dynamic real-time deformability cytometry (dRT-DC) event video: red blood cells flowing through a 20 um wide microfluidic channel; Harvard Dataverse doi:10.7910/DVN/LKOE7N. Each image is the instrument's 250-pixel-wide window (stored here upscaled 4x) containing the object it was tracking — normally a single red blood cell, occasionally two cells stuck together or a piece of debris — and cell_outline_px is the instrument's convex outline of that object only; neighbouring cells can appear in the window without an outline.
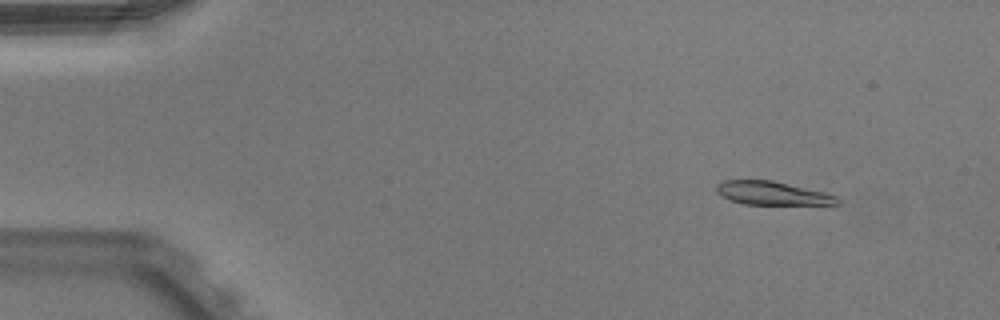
{"species": "Egyptian fruit bat (a non-hibernating species)", "species_latin": "Rousettus aegyptiacus", "temperature_condition": "warm", "stored_images_in_passage": 50, "camera_frame_rate_fps": 3000, "um_per_image_px": 0.085, "animal": {"sex": "male"}, "frame": {"image": 1, "passage_image": 5, "time_ms": 1.333, "image_size_px": [1000, 320], "cell_outline_px": [[840, 204], [744, 204], [732, 200], [716, 192], [716, 184], [724, 180], [772, 180], [824, 192], [836, 196], [840, 200]], "centroid_in_image_um": [65.64, 16.41], "position_along_channel_um": 19.4, "area_um2": 16.3}}
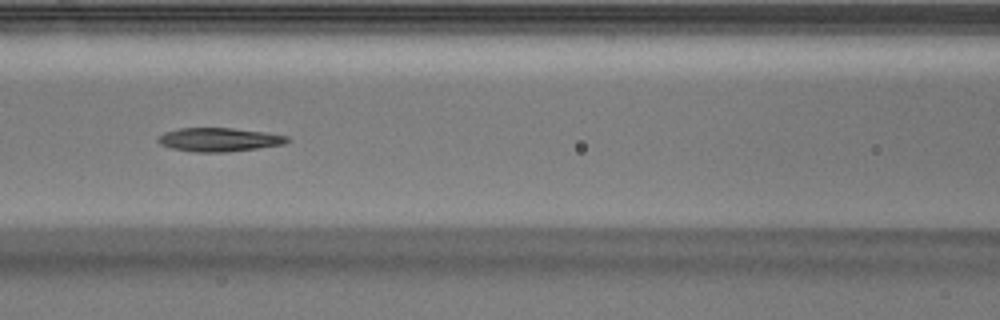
{"frame": {"image": 2, "passage_image": 22, "time_ms": 7.0, "image_size_px": [1000, 320], "cell_outline_px": [[292, 140], [284, 144], [228, 152], [196, 152], [172, 148], [160, 144], [156, 140], [156, 136], [164, 132], [180, 128], [232, 128], [264, 132], [288, 136]], "centroid_in_image_um": [18.6, 11.86], "position_along_channel_um": 148.0, "area_um2": 17.86}}
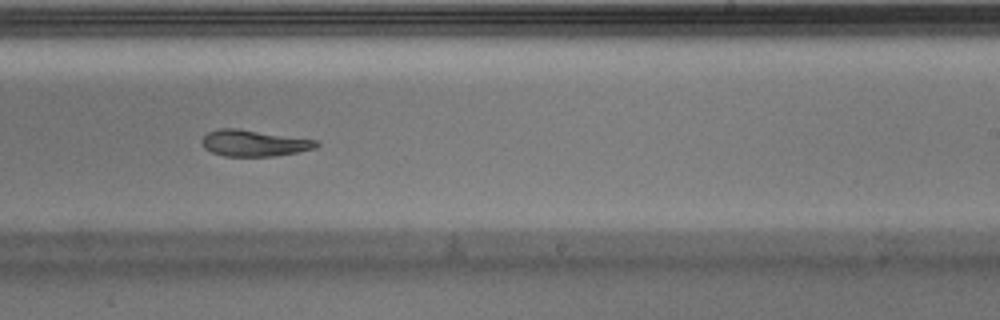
{"frame": {"image": 3, "passage_image": 31, "time_ms": 10.0, "image_size_px": [1000, 320], "cell_outline_px": [[320, 144], [316, 148], [276, 156], [224, 156], [212, 152], [204, 148], [200, 140], [208, 132], [216, 128], [236, 128], [320, 140]], "centroid_in_image_um": [21.6, 12.16], "position_along_channel_um": 267.4, "area_um2": 17.74}, "authors_computed_cell_mechanics": {"area_um2": 18.4093, "velocity_mm_per_s": 3.9836, "shape_relaxation_time_tau1_ms": null, "shape_relaxation_time_tau2_ms": 4.9861, "deformation_change_tau1": null, "deformation_change_tau2": 0.1161}}